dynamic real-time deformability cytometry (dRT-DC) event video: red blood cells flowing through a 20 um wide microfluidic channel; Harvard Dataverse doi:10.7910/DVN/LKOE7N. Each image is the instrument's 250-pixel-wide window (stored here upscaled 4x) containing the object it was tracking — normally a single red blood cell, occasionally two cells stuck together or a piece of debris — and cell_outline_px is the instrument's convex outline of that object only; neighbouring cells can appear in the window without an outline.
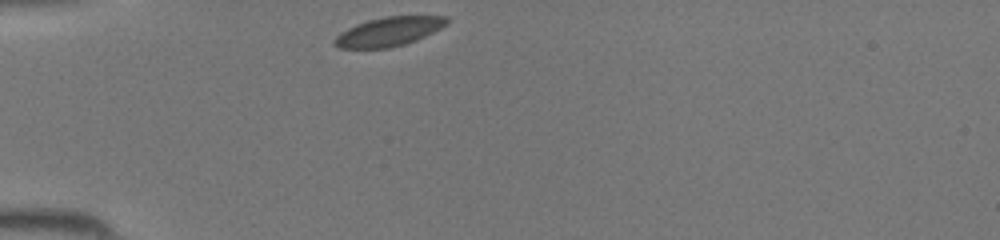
{"species": "common noctule bat (a hibernating species)", "species_latin": "Nyctalus noctula", "temperature_condition": "room temperature", "stored_images_in_passage": 33, "camera_frame_rate_fps": 3000, "um_per_image_px": 0.085, "animal": {"sex": "female", "body_mass_g": 19.5, "forearm_length_mm": 54.1}, "frame": {"image": 1, "passage_image": 1, "time_ms": 0.0, "image_size_px": [1000, 240], "cell_outline_px": [[452, 20], [448, 24], [416, 40], [404, 44], [388, 48], [340, 48], [332, 40], [340, 32], [356, 24], [368, 20], [384, 16], [448, 16]], "centroid_in_image_um": [33.07, 2.67], "position_along_channel_um": 51.9, "area_um2": 18.96}}
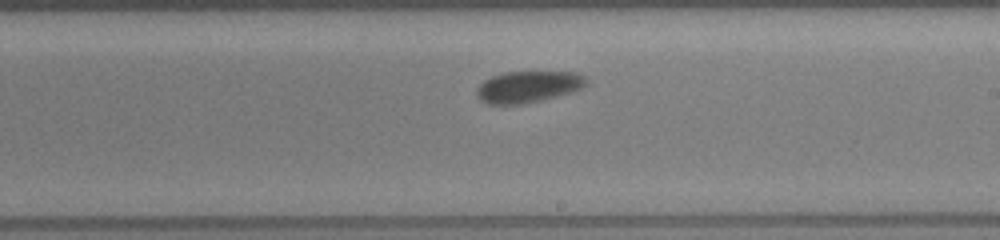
{"frame": {"image": 2, "passage_image": 15, "time_ms": 4.667, "image_size_px": [1000, 240], "cell_outline_px": [[588, 84], [572, 92], [524, 104], [488, 104], [480, 100], [476, 96], [476, 88], [484, 80], [492, 76], [504, 72], [576, 72], [584, 76], [588, 80]], "centroid_in_image_um": [44.87, 7.37], "position_along_channel_um": 244.1, "area_um2": 20.17}}
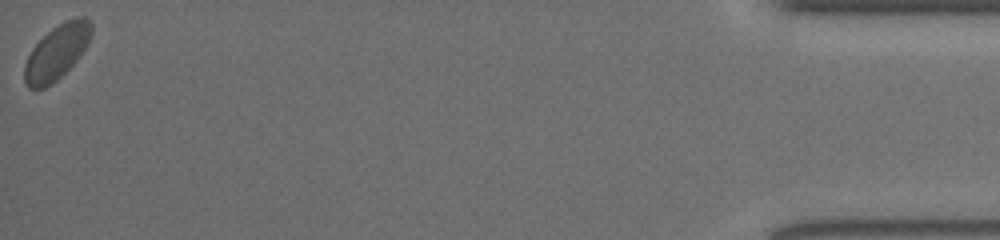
{"frame": {"image": 3, "passage_image": 33, "time_ms": 10.667, "image_size_px": [1000, 240], "cell_outline_px": [[92, 36], [88, 44], [80, 56], [52, 84], [44, 88], [28, 88], [24, 84], [24, 64], [32, 48], [52, 28], [64, 20], [76, 16], [84, 16], [92, 24]], "centroid_in_image_um": [4.83, 4.41], "position_along_channel_um": 430.4, "area_um2": 21.39}}